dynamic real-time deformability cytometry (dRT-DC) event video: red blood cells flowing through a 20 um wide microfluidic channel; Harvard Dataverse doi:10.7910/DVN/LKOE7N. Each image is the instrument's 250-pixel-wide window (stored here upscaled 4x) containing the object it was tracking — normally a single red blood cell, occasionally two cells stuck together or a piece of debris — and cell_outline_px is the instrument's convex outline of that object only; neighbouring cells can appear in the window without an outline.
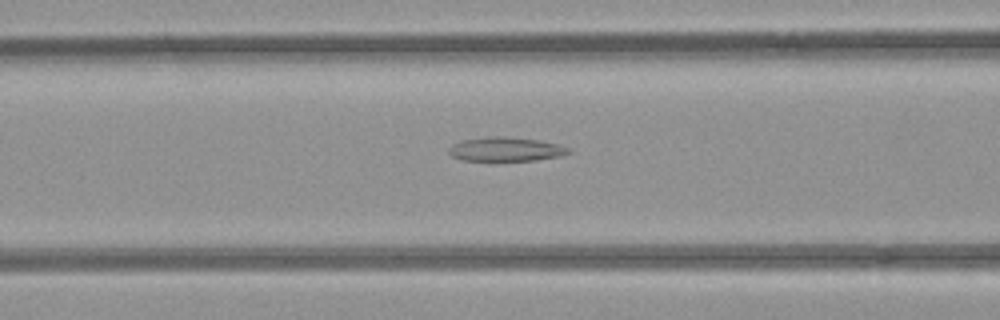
{"species": "common noctule bat (a hibernating species)", "species_latin": "Nyctalus noctula", "temperature_condition": "room temperature", "stored_images_in_passage": 28, "camera_frame_rate_fps": 3000, "um_per_image_px": 0.085, "animal": {"sex": "female", "body_mass_g": 21.9}, "frame": {"image": 1, "passage_image": 7, "time_ms": 2.0, "image_size_px": [1000, 320], "cell_outline_px": [[572, 152], [560, 156], [536, 160], [496, 164], [460, 160], [452, 156], [448, 152], [448, 148], [452, 144], [460, 140], [492, 136], [504, 136], [540, 140], [556, 144], [568, 148]], "centroid_in_image_um": [42.91, 12.74], "position_along_channel_um": 123.7, "area_um2": 17.86}}
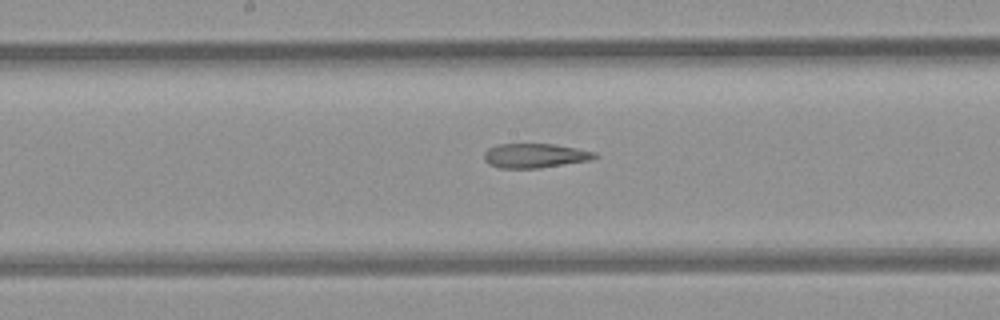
{"frame": {"image": 2, "passage_image": 13, "time_ms": 4.0, "image_size_px": [1000, 320], "cell_outline_px": [[600, 156], [588, 160], [540, 168], [500, 168], [488, 164], [484, 160], [484, 152], [488, 148], [496, 144], [552, 144], [576, 148], [596, 152]], "centroid_in_image_um": [45.44, 13.23], "position_along_channel_um": 202.8, "area_um2": 15.72}}
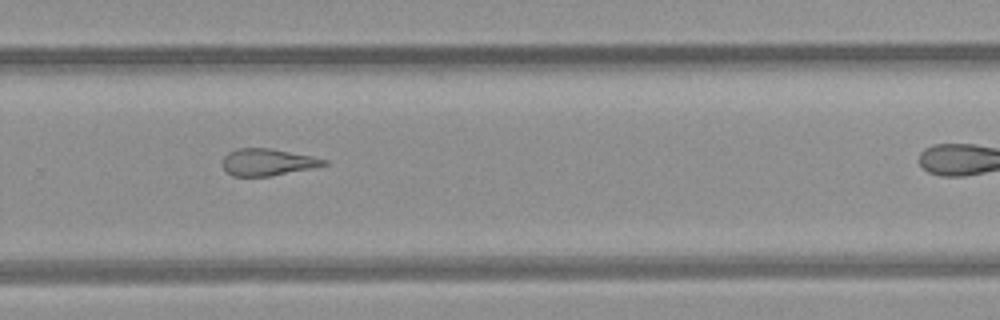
{"frame": {"image": 3, "passage_image": 21, "time_ms": 6.667, "image_size_px": [1000, 320], "cell_outline_px": [[328, 164], [312, 168], [268, 176], [232, 176], [220, 164], [220, 160], [228, 152], [236, 148], [272, 148], [312, 156], [328, 160]], "centroid_in_image_um": [22.7, 13.77], "position_along_channel_um": 307.1, "area_um2": 16.01}}